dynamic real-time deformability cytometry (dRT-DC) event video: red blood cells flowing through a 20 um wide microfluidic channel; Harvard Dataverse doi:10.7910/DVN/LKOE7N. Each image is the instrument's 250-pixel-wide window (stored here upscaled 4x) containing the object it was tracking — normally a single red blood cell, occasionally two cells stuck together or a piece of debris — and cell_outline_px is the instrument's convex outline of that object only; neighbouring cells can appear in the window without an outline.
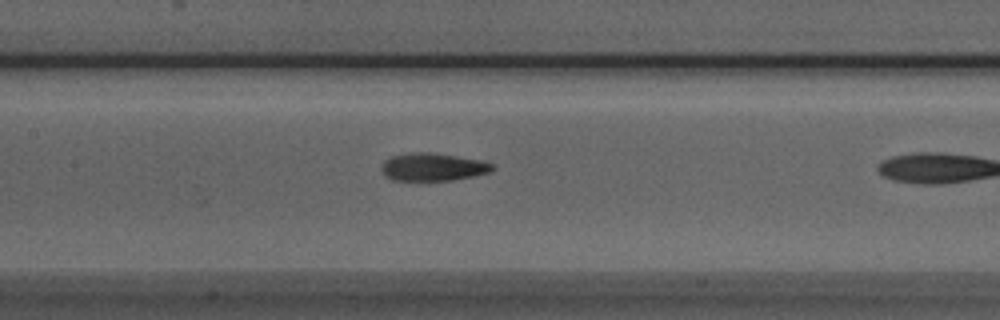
{"species": "Egyptian fruit bat (a non-hibernating species)", "species_latin": "Rousettus aegyptiacus", "temperature_condition": "room temperature", "stored_images_in_passage": 6, "camera_frame_rate_fps": 3000, "um_per_image_px": 0.085, "animal": {"sex": "male"}, "frame": {"image": 1, "passage_image": 5, "time_ms": 1.333, "image_size_px": [1000, 320], "cell_outline_px": [[496, 168], [492, 172], [476, 176], [452, 180], [392, 180], [384, 176], [380, 168], [384, 160], [392, 156], [412, 152], [436, 152], [484, 160], [492, 164]], "centroid_in_image_um": [36.84, 14.18], "position_along_channel_um": 170.6, "area_um2": 18.44}}